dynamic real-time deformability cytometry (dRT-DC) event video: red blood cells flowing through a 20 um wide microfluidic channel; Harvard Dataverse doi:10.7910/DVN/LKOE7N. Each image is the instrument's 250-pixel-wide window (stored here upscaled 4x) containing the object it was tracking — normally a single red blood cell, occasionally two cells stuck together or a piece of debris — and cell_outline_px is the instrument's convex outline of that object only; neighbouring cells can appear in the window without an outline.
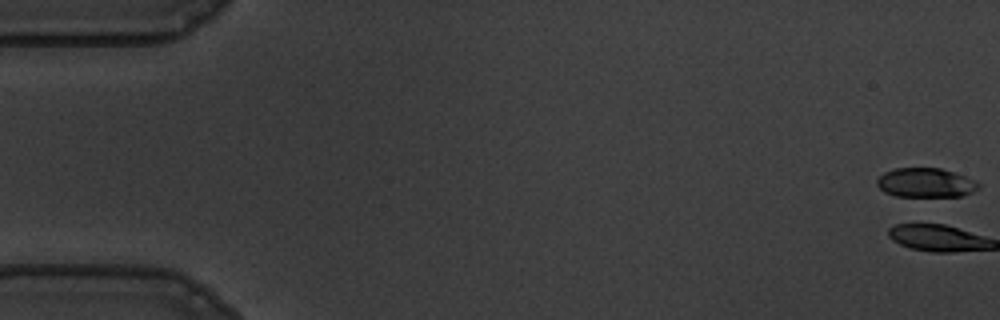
{"species": "common noctule bat (a hibernating species)", "species_latin": "Nyctalus noctula", "temperature_condition": "warm", "stored_images_in_passage": 57, "camera_frame_rate_fps": 3000, "um_per_image_px": 0.085, "animal": {"sex": "male", "body_mass_g": 19.5, "forearm_length_mm": 54.6}, "frame": {"image": 1, "passage_image": 1, "time_ms": 0.0, "image_size_px": [1000, 320], "cell_outline_px": [[980, 188], [964, 196], [896, 196], [884, 192], [876, 184], [876, 180], [884, 172], [896, 168], [940, 168], [976, 180], [980, 184]], "centroid_in_image_um": [78.69, 15.53], "position_along_channel_um": 6.3, "area_um2": 17.34}}